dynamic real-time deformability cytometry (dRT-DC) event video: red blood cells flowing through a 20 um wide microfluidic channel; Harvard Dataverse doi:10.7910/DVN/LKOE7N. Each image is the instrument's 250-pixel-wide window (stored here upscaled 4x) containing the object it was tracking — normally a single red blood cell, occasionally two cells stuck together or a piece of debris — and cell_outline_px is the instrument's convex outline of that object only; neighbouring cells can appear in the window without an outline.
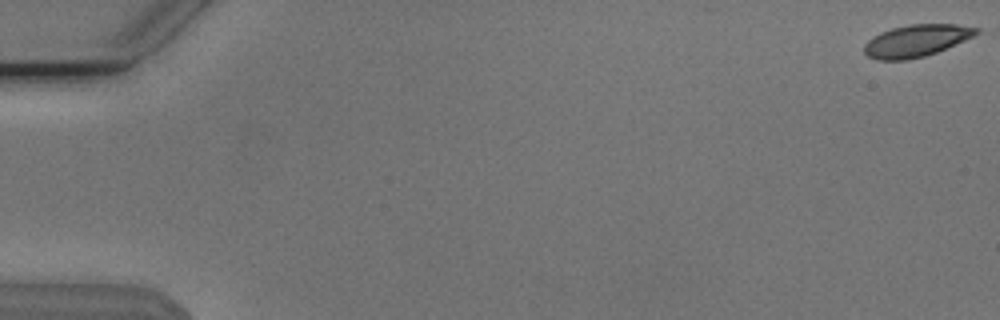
{"species": "Egyptian fruit bat (a non-hibernating species)", "species_latin": "Rousettus aegyptiacus", "temperature_condition": "cold", "stored_images_in_passage": 3, "camera_frame_rate_fps": 3000, "um_per_image_px": 0.085, "animal": {"sex": "male"}, "frame": {"image": 1, "passage_image": 1, "time_ms": 0.0, "image_size_px": [1000, 320], "cell_outline_px": [[980, 32], [964, 40], [936, 52], [924, 56], [908, 60], [880, 60], [868, 56], [864, 52], [864, 44], [872, 36], [880, 32], [892, 28], [908, 24], [956, 24], [980, 28]], "centroid_in_image_um": [77.86, 3.45], "position_along_channel_um": 7.1, "area_um2": 20.87}}